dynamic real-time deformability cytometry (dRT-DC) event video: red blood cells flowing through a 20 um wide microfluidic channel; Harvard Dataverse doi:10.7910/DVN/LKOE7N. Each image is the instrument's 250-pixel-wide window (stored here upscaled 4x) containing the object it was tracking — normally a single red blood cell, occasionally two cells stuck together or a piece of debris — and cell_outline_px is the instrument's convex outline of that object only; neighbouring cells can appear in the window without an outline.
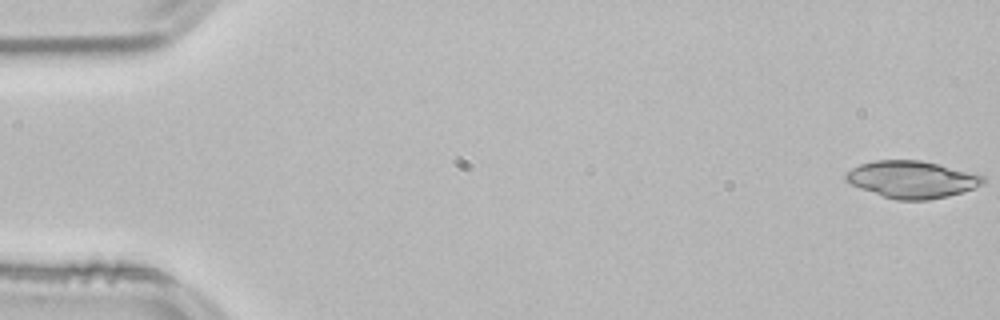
{"species": "common noctule bat (a hibernating species)", "species_latin": "Nyctalus noctula", "temperature_condition": "room temperature", "stored_images_in_passage": 53, "camera_frame_rate_fps": 3000, "um_per_image_px": 0.085, "animal": {"sex": "male", "body_mass_g": 21.5, "forearm_length_mm": 52.0}, "frame": {"image": 1, "passage_image": 1, "time_ms": 0.0, "image_size_px": [1000, 320], "cell_outline_px": [[984, 184], [964, 192], [948, 196], [928, 200], [896, 200], [860, 188], [844, 180], [844, 172], [860, 164], [876, 160], [920, 160], [984, 176]], "centroid_in_image_um": [77.48, 15.26], "position_along_channel_um": 7.5, "area_um2": 29.48}}
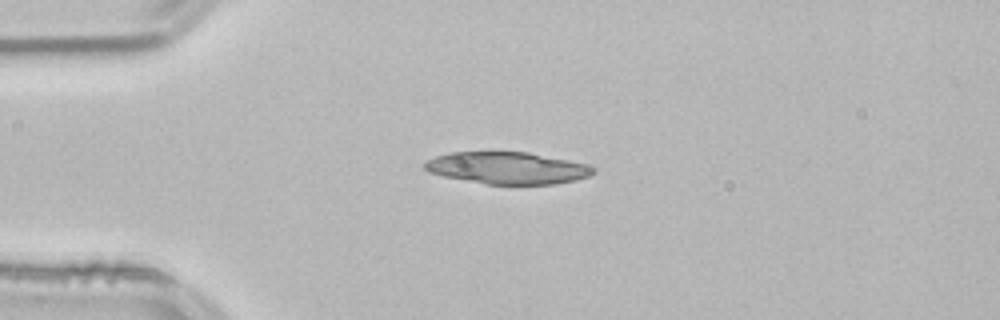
{"frame": {"image": 2, "passage_image": 13, "time_ms": 4.0, "image_size_px": [1000, 320], "cell_outline_px": [[596, 172], [588, 176], [576, 180], [556, 184], [488, 184], [444, 176], [428, 172], [424, 168], [424, 164], [428, 160], [436, 156], [448, 152], [528, 152], [588, 164], [596, 168]], "centroid_in_image_um": [43.16, 14.27], "position_along_channel_um": 41.8, "area_um2": 31.33}}